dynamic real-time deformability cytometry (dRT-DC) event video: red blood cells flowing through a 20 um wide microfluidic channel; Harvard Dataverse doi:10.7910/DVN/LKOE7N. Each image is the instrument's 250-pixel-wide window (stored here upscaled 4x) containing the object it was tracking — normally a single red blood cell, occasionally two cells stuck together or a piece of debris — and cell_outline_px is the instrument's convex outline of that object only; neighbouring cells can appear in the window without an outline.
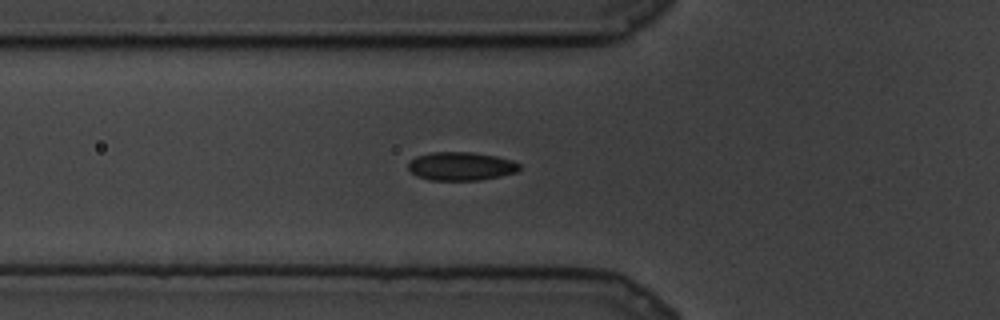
{"species": "common noctule bat (a hibernating species)", "species_latin": "Nyctalus noctula", "temperature_condition": "cold", "stored_images_in_passage": 51, "camera_frame_rate_fps": 3000, "um_per_image_px": 0.085, "animal": {"sex": "male", "body_mass_g": 19.5, "forearm_length_mm": 54.6}, "frame": {"image": 1, "passage_image": 3, "time_ms": 0.667, "image_size_px": [1000, 320], "cell_outline_px": [[520, 168], [516, 172], [500, 176], [480, 180], [432, 180], [416, 176], [408, 168], [408, 164], [416, 156], [432, 152], [472, 152], [496, 156], [512, 160], [520, 164]], "centroid_in_image_um": [39.19, 14.13], "position_along_channel_um": 86.6, "area_um2": 18.38}}
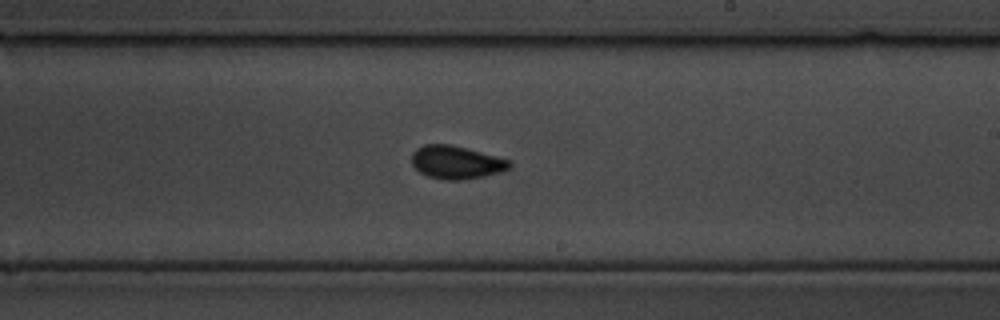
{"frame": {"image": 2, "passage_image": 24, "time_ms": 7.667, "image_size_px": [1000, 320], "cell_outline_px": [[512, 168], [500, 172], [484, 176], [460, 180], [444, 180], [428, 176], [420, 172], [412, 164], [412, 152], [416, 148], [424, 144], [452, 144], [512, 160]], "centroid_in_image_um": [38.81, 13.79], "position_along_channel_um": 250.2, "area_um2": 19.07}}
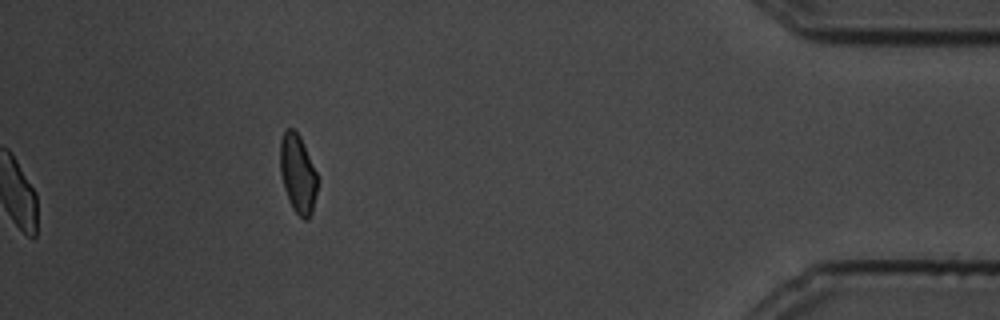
{"frame": {"image": 3, "passage_image": 51, "time_ms": 16.667, "image_size_px": [1000, 320], "cell_outline_px": [[316, 192], [312, 212], [308, 220], [304, 220], [292, 208], [288, 200], [284, 188], [280, 172], [280, 140], [284, 132], [288, 128], [292, 128], [300, 136], [316, 172]], "centroid_in_image_um": [25.29, 14.78], "position_along_channel_um": 409.9, "area_um2": 16.88}}